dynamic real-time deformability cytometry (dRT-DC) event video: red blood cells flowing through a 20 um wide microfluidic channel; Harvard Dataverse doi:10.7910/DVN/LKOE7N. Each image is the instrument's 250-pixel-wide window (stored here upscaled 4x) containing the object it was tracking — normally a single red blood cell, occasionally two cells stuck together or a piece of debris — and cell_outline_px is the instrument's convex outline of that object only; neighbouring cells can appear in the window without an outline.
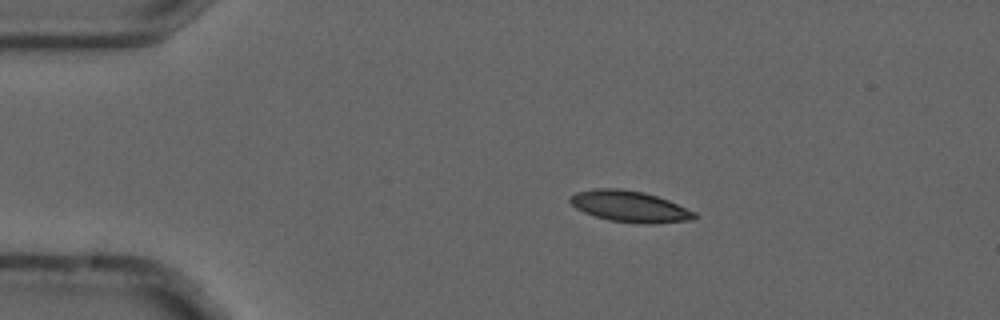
{"species": "common noctule bat (a hibernating species)", "species_latin": "Nyctalus noctula", "temperature_condition": "cold", "stored_images_in_passage": 4, "camera_frame_rate_fps": 3000, "um_per_image_px": 0.085, "animal": {"sex": "male", "forearm_length_mm": 52.5}, "frame": {"image": 1, "passage_image": 3, "time_ms": 0.667, "image_size_px": [1000, 320], "cell_outline_px": [[700, 216], [692, 220], [648, 224], [636, 224], [608, 220], [584, 212], [576, 208], [568, 200], [568, 196], [576, 192], [596, 188], [620, 188], [644, 192], [668, 200], [696, 212]], "centroid_in_image_um": [53.53, 17.55], "position_along_channel_um": 31.5, "area_um2": 22.83}}